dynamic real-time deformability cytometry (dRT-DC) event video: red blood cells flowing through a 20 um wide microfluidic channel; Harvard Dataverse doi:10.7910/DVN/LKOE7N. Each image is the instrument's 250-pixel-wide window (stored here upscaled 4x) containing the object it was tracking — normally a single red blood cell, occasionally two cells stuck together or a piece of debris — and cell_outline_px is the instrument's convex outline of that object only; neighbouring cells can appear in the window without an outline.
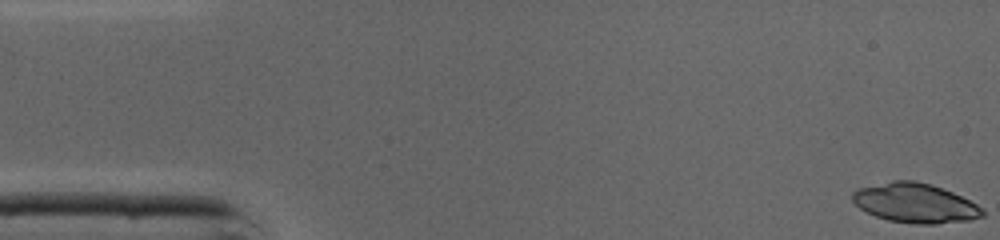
{"species": "common noctule bat (a hibernating species)", "species_latin": "Nyctalus noctula", "temperature_condition": "cold", "stored_images_in_passage": 46, "camera_frame_rate_fps": 3000, "um_per_image_px": 0.085, "animal": {"sex": "male", "body_mass_g": 19.0, "forearm_length_mm": 50.8}, "frame": {"image": 1, "passage_image": 1, "time_ms": 0.0, "image_size_px": [1000, 240], "cell_outline_px": [[984, 216], [972, 220], [936, 224], [916, 224], [888, 220], [876, 216], [860, 208], [852, 200], [852, 192], [856, 188], [892, 180], [916, 180], [932, 184], [952, 192], [984, 208]], "centroid_in_image_um": [77.79, 17.25], "position_along_channel_um": 7.2, "area_um2": 30.11}}